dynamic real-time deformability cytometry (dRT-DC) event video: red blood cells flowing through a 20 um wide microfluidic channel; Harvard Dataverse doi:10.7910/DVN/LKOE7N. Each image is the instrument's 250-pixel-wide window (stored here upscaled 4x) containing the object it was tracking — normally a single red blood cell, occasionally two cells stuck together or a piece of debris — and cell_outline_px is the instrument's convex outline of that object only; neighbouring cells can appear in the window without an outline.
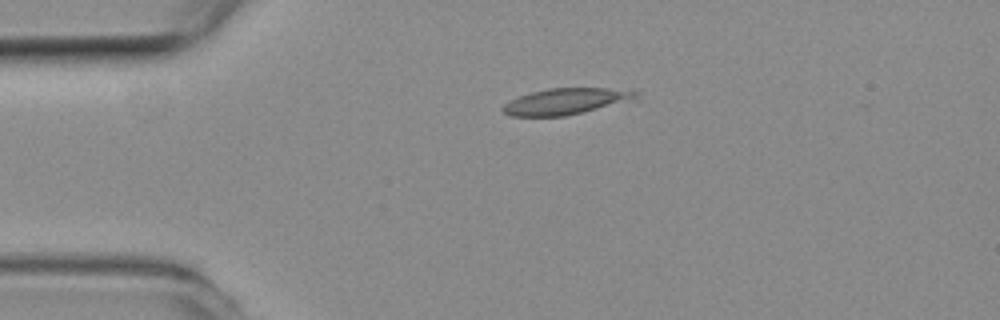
{"species": "common noctule bat (a hibernating species)", "species_latin": "Nyctalus noctula", "temperature_condition": "room temperature", "stored_images_in_passage": 3, "camera_frame_rate_fps": 3000, "um_per_image_px": 0.085, "animal": {"sex": "female", "body_mass_g": 19.3, "forearm_length_mm": 54.1}, "frame": {"image": 1, "passage_image": 1, "time_ms": 0.0, "image_size_px": [1000, 320], "cell_outline_px": [[636, 96], [596, 108], [564, 116], [508, 116], [500, 108], [504, 104], [520, 96], [532, 92], [548, 88], [604, 88], [636, 92]], "centroid_in_image_um": [47.88, 8.62], "position_along_channel_um": 37.1, "area_um2": 19.19}}